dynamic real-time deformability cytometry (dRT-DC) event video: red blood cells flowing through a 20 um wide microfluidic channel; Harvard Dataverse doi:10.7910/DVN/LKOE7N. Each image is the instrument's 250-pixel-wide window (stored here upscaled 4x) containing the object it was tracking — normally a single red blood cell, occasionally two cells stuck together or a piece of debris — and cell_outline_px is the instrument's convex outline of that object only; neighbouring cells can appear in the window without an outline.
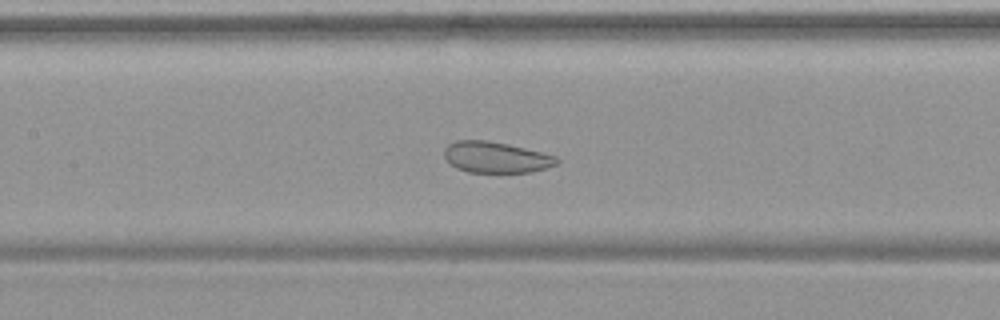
{"species": "common noctule bat (a hibernating species)", "species_latin": "Nyctalus noctula", "temperature_condition": "warm", "stored_images_in_passage": 43, "camera_frame_rate_fps": 3000, "um_per_image_px": 0.085, "animal": {"sex": "female", "body_mass_g": 19.9}, "frame": {"image": 1, "passage_image": 26, "time_ms": 8.333, "image_size_px": [1000, 320], "cell_outline_px": [[560, 160], [556, 164], [532, 172], [500, 176], [496, 176], [468, 172], [456, 168], [444, 156], [444, 148], [448, 144], [456, 140], [484, 140], [508, 144], [556, 156]], "centroid_in_image_um": [42.14, 13.43], "position_along_channel_um": 165.3, "area_um2": 21.15}}
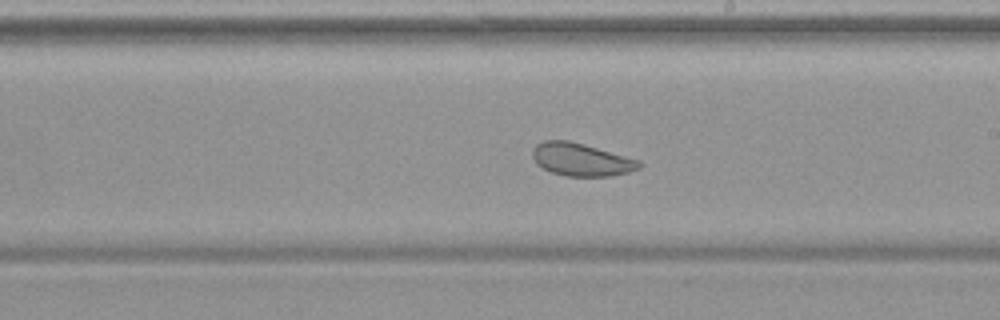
{"frame": {"image": 2, "passage_image": 32, "time_ms": 10.333, "image_size_px": [1000, 320], "cell_outline_px": [[644, 164], [640, 168], [628, 172], [612, 176], [564, 176], [552, 172], [536, 164], [532, 156], [532, 148], [536, 144], [544, 140], [568, 140], [584, 144], [640, 160]], "centroid_in_image_um": [49.4, 13.56], "position_along_channel_um": 239.6, "area_um2": 20.52}}
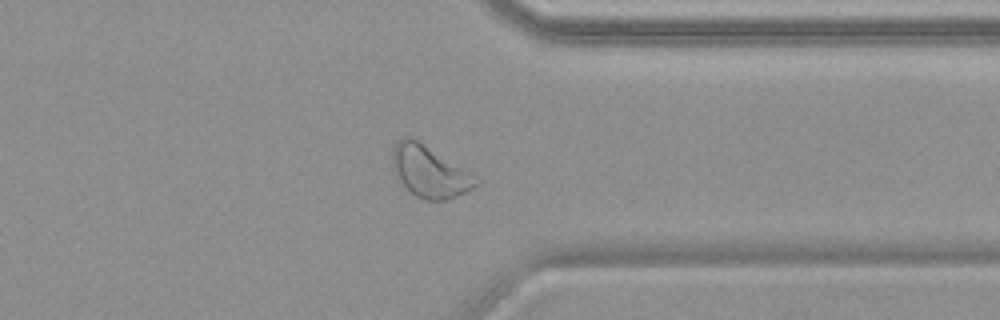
{"frame": {"image": 3, "passage_image": 43, "time_ms": 14.0, "image_size_px": [1000, 320], "cell_outline_px": [[480, 180], [472, 188], [448, 200], [428, 200], [416, 196], [400, 180], [392, 168], [392, 152], [400, 136], [412, 136]], "centroid_in_image_um": [36.46, 14.56], "position_along_channel_um": 374.9, "area_um2": 24.39}, "authors_computed_cell_mechanics": {"area_um2": 23.5246, "velocity_mm_per_s": 3.7439, "shape_relaxation_time_tau1_ms": 10.6311, "shape_relaxation_time_tau2_ms": 1.2805, "deformation_change_tau1": 0.0934, "deformation_change_tau2": 0.0652}}